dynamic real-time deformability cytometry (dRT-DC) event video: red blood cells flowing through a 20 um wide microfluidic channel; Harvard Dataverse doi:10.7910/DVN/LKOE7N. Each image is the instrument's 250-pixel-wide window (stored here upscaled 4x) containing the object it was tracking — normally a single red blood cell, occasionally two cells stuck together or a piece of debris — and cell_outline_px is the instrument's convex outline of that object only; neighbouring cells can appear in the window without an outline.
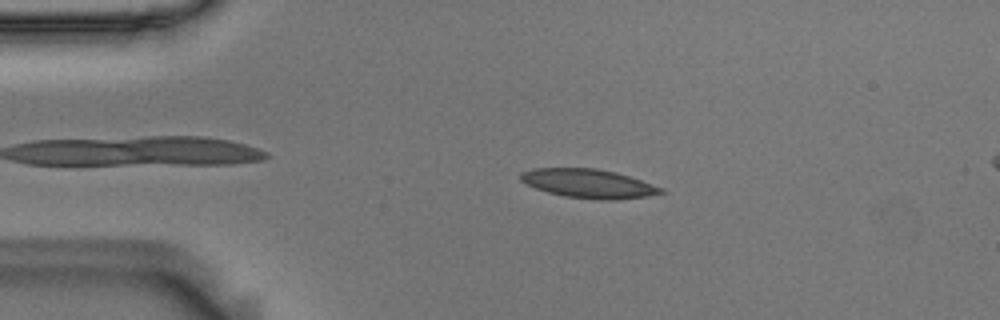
{"species": "Egyptian fruit bat (a non-hibernating species)", "species_latin": "Rousettus aegyptiacus", "temperature_condition": "room temperature", "stored_images_in_passage": 47, "camera_frame_rate_fps": 3000, "um_per_image_px": 0.085, "animal": {"sex": "male"}, "frame": {"image": 1, "passage_image": 11, "time_ms": 3.333, "image_size_px": [1000, 320], "cell_outline_px": [[668, 192], [648, 196], [616, 200], [600, 200], [564, 196], [548, 192], [536, 188], [520, 180], [520, 172], [532, 168], [596, 168], [616, 172], [664, 188]], "centroid_in_image_um": [50.05, 15.6], "position_along_channel_um": 35.0, "area_um2": 23.7}}
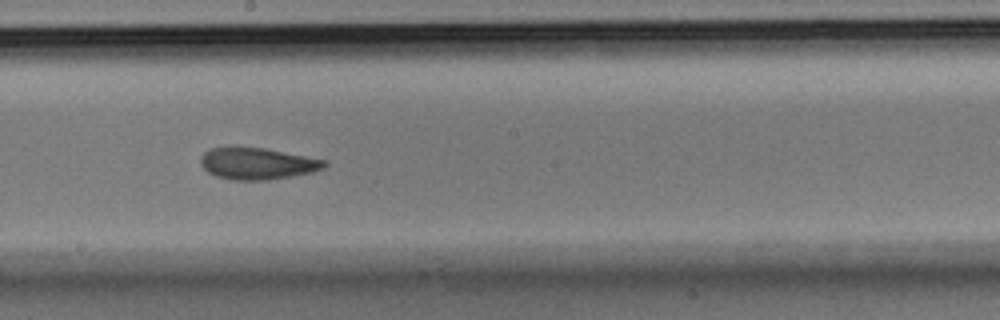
{"frame": {"image": 2, "passage_image": 30, "time_ms": 9.667, "image_size_px": [1000, 320], "cell_outline_px": [[328, 164], [324, 168], [312, 172], [268, 180], [232, 180], [216, 176], [208, 172], [200, 164], [200, 156], [204, 152], [212, 148], [264, 148], [328, 160]], "centroid_in_image_um": [21.89, 13.91], "position_along_channel_um": 226.3, "area_um2": 22.72}}
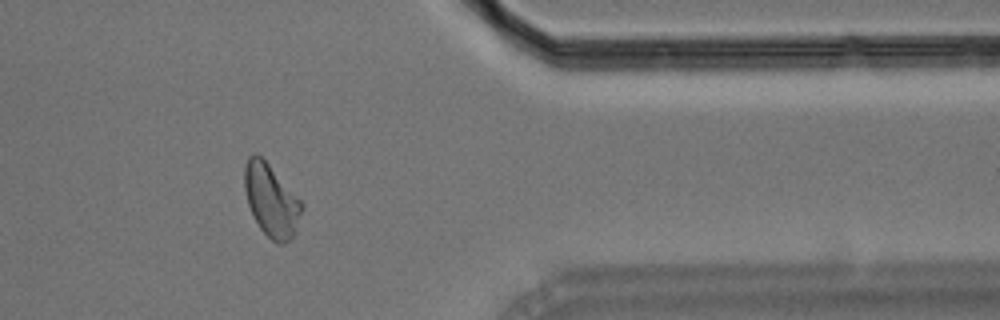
{"frame": {"image": 3, "passage_image": 45, "time_ms": 14.667, "image_size_px": [1000, 320], "cell_outline_px": [[304, 204], [296, 228], [292, 236], [284, 244], [280, 244], [272, 240], [260, 228], [248, 204], [244, 188], [244, 168], [248, 156], [252, 152], [256, 152], [268, 164]], "centroid_in_image_um": [23.03, 17.0], "position_along_channel_um": 388.4, "area_um2": 23.7}, "authors_computed_cell_mechanics": {"area_um2": 23.3512, "velocity_mm_per_s": 3.6007, "shape_relaxation_time_tau1_ms": 10.4421, "shape_relaxation_time_tau2_ms": 2.3335, "deformation_change_tau1": 0.2147, "deformation_change_tau2": 0.0779}}